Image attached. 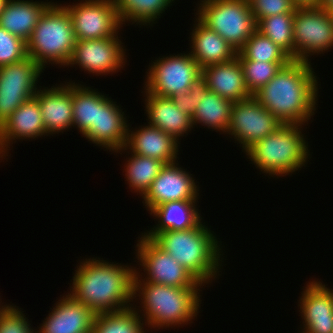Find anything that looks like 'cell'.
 <instances>
[{
  "label": "cell",
  "instance_id": "30",
  "mask_svg": "<svg viewBox=\"0 0 333 333\" xmlns=\"http://www.w3.org/2000/svg\"><path fill=\"white\" fill-rule=\"evenodd\" d=\"M174 0H123L117 10L122 24L132 22L135 25L152 26L161 14L174 3Z\"/></svg>",
  "mask_w": 333,
  "mask_h": 333
},
{
  "label": "cell",
  "instance_id": "34",
  "mask_svg": "<svg viewBox=\"0 0 333 333\" xmlns=\"http://www.w3.org/2000/svg\"><path fill=\"white\" fill-rule=\"evenodd\" d=\"M246 86L249 92L254 95L265 86L281 69L289 62H268L254 60H239Z\"/></svg>",
  "mask_w": 333,
  "mask_h": 333
},
{
  "label": "cell",
  "instance_id": "25",
  "mask_svg": "<svg viewBox=\"0 0 333 333\" xmlns=\"http://www.w3.org/2000/svg\"><path fill=\"white\" fill-rule=\"evenodd\" d=\"M197 202V200L172 201L154 207L150 211V215L155 217L158 223L147 233H142L143 236L151 239L155 234L164 231H179L196 227L202 221L196 206Z\"/></svg>",
  "mask_w": 333,
  "mask_h": 333
},
{
  "label": "cell",
  "instance_id": "32",
  "mask_svg": "<svg viewBox=\"0 0 333 333\" xmlns=\"http://www.w3.org/2000/svg\"><path fill=\"white\" fill-rule=\"evenodd\" d=\"M294 13H283L262 18L257 30L271 39L294 60Z\"/></svg>",
  "mask_w": 333,
  "mask_h": 333
},
{
  "label": "cell",
  "instance_id": "2",
  "mask_svg": "<svg viewBox=\"0 0 333 333\" xmlns=\"http://www.w3.org/2000/svg\"><path fill=\"white\" fill-rule=\"evenodd\" d=\"M98 259L86 258L76 266L69 294L95 314L117 312L133 306L130 302L134 301L136 267Z\"/></svg>",
  "mask_w": 333,
  "mask_h": 333
},
{
  "label": "cell",
  "instance_id": "13",
  "mask_svg": "<svg viewBox=\"0 0 333 333\" xmlns=\"http://www.w3.org/2000/svg\"><path fill=\"white\" fill-rule=\"evenodd\" d=\"M117 37L76 40L68 67L79 66L93 76L115 74L126 65V50ZM125 63V64H124Z\"/></svg>",
  "mask_w": 333,
  "mask_h": 333
},
{
  "label": "cell",
  "instance_id": "16",
  "mask_svg": "<svg viewBox=\"0 0 333 333\" xmlns=\"http://www.w3.org/2000/svg\"><path fill=\"white\" fill-rule=\"evenodd\" d=\"M320 280L308 282L298 301L301 333H333V290Z\"/></svg>",
  "mask_w": 333,
  "mask_h": 333
},
{
  "label": "cell",
  "instance_id": "4",
  "mask_svg": "<svg viewBox=\"0 0 333 333\" xmlns=\"http://www.w3.org/2000/svg\"><path fill=\"white\" fill-rule=\"evenodd\" d=\"M200 288L133 282V300L139 297L142 309L136 308L137 305L133 307L150 329L183 327L197 318L202 301Z\"/></svg>",
  "mask_w": 333,
  "mask_h": 333
},
{
  "label": "cell",
  "instance_id": "45",
  "mask_svg": "<svg viewBox=\"0 0 333 333\" xmlns=\"http://www.w3.org/2000/svg\"><path fill=\"white\" fill-rule=\"evenodd\" d=\"M0 299H1V298H0ZM0 301H1V300H0ZM1 303H2V301L0 302V309L4 306V305H3L4 303H2V304H1Z\"/></svg>",
  "mask_w": 333,
  "mask_h": 333
},
{
  "label": "cell",
  "instance_id": "22",
  "mask_svg": "<svg viewBox=\"0 0 333 333\" xmlns=\"http://www.w3.org/2000/svg\"><path fill=\"white\" fill-rule=\"evenodd\" d=\"M144 97L149 125L168 133L177 141L194 128L192 117L179 110L170 97L157 96L146 90Z\"/></svg>",
  "mask_w": 333,
  "mask_h": 333
},
{
  "label": "cell",
  "instance_id": "18",
  "mask_svg": "<svg viewBox=\"0 0 333 333\" xmlns=\"http://www.w3.org/2000/svg\"><path fill=\"white\" fill-rule=\"evenodd\" d=\"M41 88H38L34 97L41 108L46 136L68 131L73 126L71 80L51 88Z\"/></svg>",
  "mask_w": 333,
  "mask_h": 333
},
{
  "label": "cell",
  "instance_id": "44",
  "mask_svg": "<svg viewBox=\"0 0 333 333\" xmlns=\"http://www.w3.org/2000/svg\"><path fill=\"white\" fill-rule=\"evenodd\" d=\"M328 13H329L330 18H331L332 23H333V9L328 10Z\"/></svg>",
  "mask_w": 333,
  "mask_h": 333
},
{
  "label": "cell",
  "instance_id": "6",
  "mask_svg": "<svg viewBox=\"0 0 333 333\" xmlns=\"http://www.w3.org/2000/svg\"><path fill=\"white\" fill-rule=\"evenodd\" d=\"M75 41L69 12L62 4L53 2L43 13L27 41V54L43 70L50 63L67 67Z\"/></svg>",
  "mask_w": 333,
  "mask_h": 333
},
{
  "label": "cell",
  "instance_id": "11",
  "mask_svg": "<svg viewBox=\"0 0 333 333\" xmlns=\"http://www.w3.org/2000/svg\"><path fill=\"white\" fill-rule=\"evenodd\" d=\"M63 6L71 17L76 40L117 37L123 27L117 7L105 0H81Z\"/></svg>",
  "mask_w": 333,
  "mask_h": 333
},
{
  "label": "cell",
  "instance_id": "39",
  "mask_svg": "<svg viewBox=\"0 0 333 333\" xmlns=\"http://www.w3.org/2000/svg\"><path fill=\"white\" fill-rule=\"evenodd\" d=\"M32 97L26 89L0 88V126L20 105Z\"/></svg>",
  "mask_w": 333,
  "mask_h": 333
},
{
  "label": "cell",
  "instance_id": "41",
  "mask_svg": "<svg viewBox=\"0 0 333 333\" xmlns=\"http://www.w3.org/2000/svg\"><path fill=\"white\" fill-rule=\"evenodd\" d=\"M319 7L327 11L333 9V0H320Z\"/></svg>",
  "mask_w": 333,
  "mask_h": 333
},
{
  "label": "cell",
  "instance_id": "23",
  "mask_svg": "<svg viewBox=\"0 0 333 333\" xmlns=\"http://www.w3.org/2000/svg\"><path fill=\"white\" fill-rule=\"evenodd\" d=\"M195 21L190 33L192 45L189 53L201 69L212 64L225 63L237 56L234 48L216 31L209 29L197 17Z\"/></svg>",
  "mask_w": 333,
  "mask_h": 333
},
{
  "label": "cell",
  "instance_id": "19",
  "mask_svg": "<svg viewBox=\"0 0 333 333\" xmlns=\"http://www.w3.org/2000/svg\"><path fill=\"white\" fill-rule=\"evenodd\" d=\"M95 315L68 293L57 301L37 333H91Z\"/></svg>",
  "mask_w": 333,
  "mask_h": 333
},
{
  "label": "cell",
  "instance_id": "21",
  "mask_svg": "<svg viewBox=\"0 0 333 333\" xmlns=\"http://www.w3.org/2000/svg\"><path fill=\"white\" fill-rule=\"evenodd\" d=\"M208 90L231 102L245 100L253 96L245 83L243 70L236 56L225 63L212 64L201 69Z\"/></svg>",
  "mask_w": 333,
  "mask_h": 333
},
{
  "label": "cell",
  "instance_id": "29",
  "mask_svg": "<svg viewBox=\"0 0 333 333\" xmlns=\"http://www.w3.org/2000/svg\"><path fill=\"white\" fill-rule=\"evenodd\" d=\"M144 325L146 327V323L131 306L117 312L96 314L91 333H146Z\"/></svg>",
  "mask_w": 333,
  "mask_h": 333
},
{
  "label": "cell",
  "instance_id": "17",
  "mask_svg": "<svg viewBox=\"0 0 333 333\" xmlns=\"http://www.w3.org/2000/svg\"><path fill=\"white\" fill-rule=\"evenodd\" d=\"M43 135H46V130L41 108L38 100L32 97L20 105L0 126V158H2L0 160L9 156L7 154H9L11 143L13 144L18 139L30 140L43 137Z\"/></svg>",
  "mask_w": 333,
  "mask_h": 333
},
{
  "label": "cell",
  "instance_id": "12",
  "mask_svg": "<svg viewBox=\"0 0 333 333\" xmlns=\"http://www.w3.org/2000/svg\"><path fill=\"white\" fill-rule=\"evenodd\" d=\"M283 123L266 110L259 101L251 96L248 99L233 102L228 135L242 146L245 152L256 141L272 134Z\"/></svg>",
  "mask_w": 333,
  "mask_h": 333
},
{
  "label": "cell",
  "instance_id": "8",
  "mask_svg": "<svg viewBox=\"0 0 333 333\" xmlns=\"http://www.w3.org/2000/svg\"><path fill=\"white\" fill-rule=\"evenodd\" d=\"M141 236V237H140ZM136 244V259L147 274L135 270L134 282H152L174 287H203V285L170 254L151 239L140 235ZM140 238V239H139ZM146 275V277H145ZM143 277V278H142ZM145 277V278H144Z\"/></svg>",
  "mask_w": 333,
  "mask_h": 333
},
{
  "label": "cell",
  "instance_id": "7",
  "mask_svg": "<svg viewBox=\"0 0 333 333\" xmlns=\"http://www.w3.org/2000/svg\"><path fill=\"white\" fill-rule=\"evenodd\" d=\"M197 18L238 53L257 30L249 0H200Z\"/></svg>",
  "mask_w": 333,
  "mask_h": 333
},
{
  "label": "cell",
  "instance_id": "20",
  "mask_svg": "<svg viewBox=\"0 0 333 333\" xmlns=\"http://www.w3.org/2000/svg\"><path fill=\"white\" fill-rule=\"evenodd\" d=\"M128 125L127 140L124 149L131 153L147 156L164 164L173 163L179 154V142L173 136L149 124L132 130Z\"/></svg>",
  "mask_w": 333,
  "mask_h": 333
},
{
  "label": "cell",
  "instance_id": "31",
  "mask_svg": "<svg viewBox=\"0 0 333 333\" xmlns=\"http://www.w3.org/2000/svg\"><path fill=\"white\" fill-rule=\"evenodd\" d=\"M73 127L84 136L96 124L97 91L72 81Z\"/></svg>",
  "mask_w": 333,
  "mask_h": 333
},
{
  "label": "cell",
  "instance_id": "43",
  "mask_svg": "<svg viewBox=\"0 0 333 333\" xmlns=\"http://www.w3.org/2000/svg\"><path fill=\"white\" fill-rule=\"evenodd\" d=\"M7 0H0V14L2 13L3 11V8H4V5L6 3Z\"/></svg>",
  "mask_w": 333,
  "mask_h": 333
},
{
  "label": "cell",
  "instance_id": "3",
  "mask_svg": "<svg viewBox=\"0 0 333 333\" xmlns=\"http://www.w3.org/2000/svg\"><path fill=\"white\" fill-rule=\"evenodd\" d=\"M215 236L214 231L201 221L187 230L157 233L151 240L205 286L217 279L224 262L222 244Z\"/></svg>",
  "mask_w": 333,
  "mask_h": 333
},
{
  "label": "cell",
  "instance_id": "10",
  "mask_svg": "<svg viewBox=\"0 0 333 333\" xmlns=\"http://www.w3.org/2000/svg\"><path fill=\"white\" fill-rule=\"evenodd\" d=\"M293 34L294 60L310 63L312 55L333 48V23L328 11L321 7L296 8Z\"/></svg>",
  "mask_w": 333,
  "mask_h": 333
},
{
  "label": "cell",
  "instance_id": "37",
  "mask_svg": "<svg viewBox=\"0 0 333 333\" xmlns=\"http://www.w3.org/2000/svg\"><path fill=\"white\" fill-rule=\"evenodd\" d=\"M207 91L206 81L200 76L192 83L187 92L172 95L170 99L179 110L192 117L200 101L206 97Z\"/></svg>",
  "mask_w": 333,
  "mask_h": 333
},
{
  "label": "cell",
  "instance_id": "38",
  "mask_svg": "<svg viewBox=\"0 0 333 333\" xmlns=\"http://www.w3.org/2000/svg\"><path fill=\"white\" fill-rule=\"evenodd\" d=\"M251 11L258 23L262 18L283 13H294L293 0H249Z\"/></svg>",
  "mask_w": 333,
  "mask_h": 333
},
{
  "label": "cell",
  "instance_id": "28",
  "mask_svg": "<svg viewBox=\"0 0 333 333\" xmlns=\"http://www.w3.org/2000/svg\"><path fill=\"white\" fill-rule=\"evenodd\" d=\"M43 69L31 58L0 66V88L26 89L33 97Z\"/></svg>",
  "mask_w": 333,
  "mask_h": 333
},
{
  "label": "cell",
  "instance_id": "35",
  "mask_svg": "<svg viewBox=\"0 0 333 333\" xmlns=\"http://www.w3.org/2000/svg\"><path fill=\"white\" fill-rule=\"evenodd\" d=\"M27 56V42L0 26V66L21 61Z\"/></svg>",
  "mask_w": 333,
  "mask_h": 333
},
{
  "label": "cell",
  "instance_id": "5",
  "mask_svg": "<svg viewBox=\"0 0 333 333\" xmlns=\"http://www.w3.org/2000/svg\"><path fill=\"white\" fill-rule=\"evenodd\" d=\"M302 127L301 124H282L244 153L262 173L272 177L292 175L305 167L310 157Z\"/></svg>",
  "mask_w": 333,
  "mask_h": 333
},
{
  "label": "cell",
  "instance_id": "42",
  "mask_svg": "<svg viewBox=\"0 0 333 333\" xmlns=\"http://www.w3.org/2000/svg\"><path fill=\"white\" fill-rule=\"evenodd\" d=\"M105 1L117 7L123 0H105Z\"/></svg>",
  "mask_w": 333,
  "mask_h": 333
},
{
  "label": "cell",
  "instance_id": "1",
  "mask_svg": "<svg viewBox=\"0 0 333 333\" xmlns=\"http://www.w3.org/2000/svg\"><path fill=\"white\" fill-rule=\"evenodd\" d=\"M311 64L291 60L253 96L283 124L308 125L317 109L320 85Z\"/></svg>",
  "mask_w": 333,
  "mask_h": 333
},
{
  "label": "cell",
  "instance_id": "27",
  "mask_svg": "<svg viewBox=\"0 0 333 333\" xmlns=\"http://www.w3.org/2000/svg\"><path fill=\"white\" fill-rule=\"evenodd\" d=\"M124 151L131 154L124 165L126 181H128L131 191L134 190L137 194L139 192V195L143 197L165 164L151 157L130 153L124 148L115 153Z\"/></svg>",
  "mask_w": 333,
  "mask_h": 333
},
{
  "label": "cell",
  "instance_id": "15",
  "mask_svg": "<svg viewBox=\"0 0 333 333\" xmlns=\"http://www.w3.org/2000/svg\"><path fill=\"white\" fill-rule=\"evenodd\" d=\"M117 102L97 91L96 124L83 136L98 146L115 152L125 147L128 125L126 115ZM125 115V116H124Z\"/></svg>",
  "mask_w": 333,
  "mask_h": 333
},
{
  "label": "cell",
  "instance_id": "26",
  "mask_svg": "<svg viewBox=\"0 0 333 333\" xmlns=\"http://www.w3.org/2000/svg\"><path fill=\"white\" fill-rule=\"evenodd\" d=\"M233 102L208 90L192 116L193 126L201 124L216 132L227 133Z\"/></svg>",
  "mask_w": 333,
  "mask_h": 333
},
{
  "label": "cell",
  "instance_id": "36",
  "mask_svg": "<svg viewBox=\"0 0 333 333\" xmlns=\"http://www.w3.org/2000/svg\"><path fill=\"white\" fill-rule=\"evenodd\" d=\"M20 309L13 304L0 309V333H37Z\"/></svg>",
  "mask_w": 333,
  "mask_h": 333
},
{
  "label": "cell",
  "instance_id": "24",
  "mask_svg": "<svg viewBox=\"0 0 333 333\" xmlns=\"http://www.w3.org/2000/svg\"><path fill=\"white\" fill-rule=\"evenodd\" d=\"M53 2L33 0H7L0 14V26L25 42L31 37L35 26Z\"/></svg>",
  "mask_w": 333,
  "mask_h": 333
},
{
  "label": "cell",
  "instance_id": "9",
  "mask_svg": "<svg viewBox=\"0 0 333 333\" xmlns=\"http://www.w3.org/2000/svg\"><path fill=\"white\" fill-rule=\"evenodd\" d=\"M147 71L144 90L162 97L187 92L201 76V68L190 53L159 57Z\"/></svg>",
  "mask_w": 333,
  "mask_h": 333
},
{
  "label": "cell",
  "instance_id": "33",
  "mask_svg": "<svg viewBox=\"0 0 333 333\" xmlns=\"http://www.w3.org/2000/svg\"><path fill=\"white\" fill-rule=\"evenodd\" d=\"M239 60L290 62L292 58L271 39L256 30L237 53Z\"/></svg>",
  "mask_w": 333,
  "mask_h": 333
},
{
  "label": "cell",
  "instance_id": "40",
  "mask_svg": "<svg viewBox=\"0 0 333 333\" xmlns=\"http://www.w3.org/2000/svg\"><path fill=\"white\" fill-rule=\"evenodd\" d=\"M320 0H293L296 8H318Z\"/></svg>",
  "mask_w": 333,
  "mask_h": 333
},
{
  "label": "cell",
  "instance_id": "14",
  "mask_svg": "<svg viewBox=\"0 0 333 333\" xmlns=\"http://www.w3.org/2000/svg\"><path fill=\"white\" fill-rule=\"evenodd\" d=\"M175 161L165 164L142 197L147 211L166 202L198 200L199 186L189 172Z\"/></svg>",
  "mask_w": 333,
  "mask_h": 333
}]
</instances>
